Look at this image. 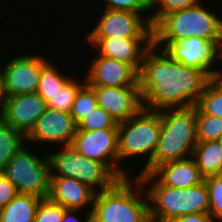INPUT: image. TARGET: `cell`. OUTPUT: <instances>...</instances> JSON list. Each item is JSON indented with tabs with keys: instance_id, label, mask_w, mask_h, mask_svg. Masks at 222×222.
I'll list each match as a JSON object with an SVG mask.
<instances>
[{
	"instance_id": "cell-12",
	"label": "cell",
	"mask_w": 222,
	"mask_h": 222,
	"mask_svg": "<svg viewBox=\"0 0 222 222\" xmlns=\"http://www.w3.org/2000/svg\"><path fill=\"white\" fill-rule=\"evenodd\" d=\"M96 19L86 37H153V28L140 13L101 9Z\"/></svg>"
},
{
	"instance_id": "cell-8",
	"label": "cell",
	"mask_w": 222,
	"mask_h": 222,
	"mask_svg": "<svg viewBox=\"0 0 222 222\" xmlns=\"http://www.w3.org/2000/svg\"><path fill=\"white\" fill-rule=\"evenodd\" d=\"M153 44L187 67L202 70L211 78L222 76V39H153Z\"/></svg>"
},
{
	"instance_id": "cell-7",
	"label": "cell",
	"mask_w": 222,
	"mask_h": 222,
	"mask_svg": "<svg viewBox=\"0 0 222 222\" xmlns=\"http://www.w3.org/2000/svg\"><path fill=\"white\" fill-rule=\"evenodd\" d=\"M48 153L50 176L74 178L86 184L95 193L112 187L119 178L103 163L84 157L72 146H58Z\"/></svg>"
},
{
	"instance_id": "cell-13",
	"label": "cell",
	"mask_w": 222,
	"mask_h": 222,
	"mask_svg": "<svg viewBox=\"0 0 222 222\" xmlns=\"http://www.w3.org/2000/svg\"><path fill=\"white\" fill-rule=\"evenodd\" d=\"M77 125L70 112L47 107L26 135V142L32 144L70 145L75 136Z\"/></svg>"
},
{
	"instance_id": "cell-27",
	"label": "cell",
	"mask_w": 222,
	"mask_h": 222,
	"mask_svg": "<svg viewBox=\"0 0 222 222\" xmlns=\"http://www.w3.org/2000/svg\"><path fill=\"white\" fill-rule=\"evenodd\" d=\"M197 142L217 141L222 135V118L203 114L196 107Z\"/></svg>"
},
{
	"instance_id": "cell-22",
	"label": "cell",
	"mask_w": 222,
	"mask_h": 222,
	"mask_svg": "<svg viewBox=\"0 0 222 222\" xmlns=\"http://www.w3.org/2000/svg\"><path fill=\"white\" fill-rule=\"evenodd\" d=\"M61 72V73H60ZM72 75L62 74L51 59L42 66L39 76L37 93L47 102L56 95L62 87L72 78Z\"/></svg>"
},
{
	"instance_id": "cell-19",
	"label": "cell",
	"mask_w": 222,
	"mask_h": 222,
	"mask_svg": "<svg viewBox=\"0 0 222 222\" xmlns=\"http://www.w3.org/2000/svg\"><path fill=\"white\" fill-rule=\"evenodd\" d=\"M151 174L162 185L172 188H187L204 182V177L191 157L158 165Z\"/></svg>"
},
{
	"instance_id": "cell-18",
	"label": "cell",
	"mask_w": 222,
	"mask_h": 222,
	"mask_svg": "<svg viewBox=\"0 0 222 222\" xmlns=\"http://www.w3.org/2000/svg\"><path fill=\"white\" fill-rule=\"evenodd\" d=\"M95 194L92 189L77 179L50 176L47 198L66 209L92 211Z\"/></svg>"
},
{
	"instance_id": "cell-5",
	"label": "cell",
	"mask_w": 222,
	"mask_h": 222,
	"mask_svg": "<svg viewBox=\"0 0 222 222\" xmlns=\"http://www.w3.org/2000/svg\"><path fill=\"white\" fill-rule=\"evenodd\" d=\"M160 131V112L150 111L144 108L135 116L118 123L120 168L126 170L122 163L125 159L128 161V159L136 160L137 156L140 158L143 157L145 160L143 161V167H141L143 169L139 170L140 172L134 176L141 174L153 161L154 153L159 142Z\"/></svg>"
},
{
	"instance_id": "cell-28",
	"label": "cell",
	"mask_w": 222,
	"mask_h": 222,
	"mask_svg": "<svg viewBox=\"0 0 222 222\" xmlns=\"http://www.w3.org/2000/svg\"><path fill=\"white\" fill-rule=\"evenodd\" d=\"M76 79V80H75ZM74 78V76L62 87V89L47 102V107L60 111L70 112L76 93L86 82V79Z\"/></svg>"
},
{
	"instance_id": "cell-11",
	"label": "cell",
	"mask_w": 222,
	"mask_h": 222,
	"mask_svg": "<svg viewBox=\"0 0 222 222\" xmlns=\"http://www.w3.org/2000/svg\"><path fill=\"white\" fill-rule=\"evenodd\" d=\"M70 146L84 157L106 165L119 179L131 176L119 165L118 128L76 131Z\"/></svg>"
},
{
	"instance_id": "cell-29",
	"label": "cell",
	"mask_w": 222,
	"mask_h": 222,
	"mask_svg": "<svg viewBox=\"0 0 222 222\" xmlns=\"http://www.w3.org/2000/svg\"><path fill=\"white\" fill-rule=\"evenodd\" d=\"M118 128V123L102 107L97 106L77 124L76 131Z\"/></svg>"
},
{
	"instance_id": "cell-20",
	"label": "cell",
	"mask_w": 222,
	"mask_h": 222,
	"mask_svg": "<svg viewBox=\"0 0 222 222\" xmlns=\"http://www.w3.org/2000/svg\"><path fill=\"white\" fill-rule=\"evenodd\" d=\"M191 158L204 178L222 174V150L217 141L197 142Z\"/></svg>"
},
{
	"instance_id": "cell-17",
	"label": "cell",
	"mask_w": 222,
	"mask_h": 222,
	"mask_svg": "<svg viewBox=\"0 0 222 222\" xmlns=\"http://www.w3.org/2000/svg\"><path fill=\"white\" fill-rule=\"evenodd\" d=\"M99 107L110 114L117 123L135 116L142 108L143 101L139 86H92Z\"/></svg>"
},
{
	"instance_id": "cell-3",
	"label": "cell",
	"mask_w": 222,
	"mask_h": 222,
	"mask_svg": "<svg viewBox=\"0 0 222 222\" xmlns=\"http://www.w3.org/2000/svg\"><path fill=\"white\" fill-rule=\"evenodd\" d=\"M137 177L147 192L150 222L193 213H209L205 181L192 187L172 188L162 185L151 173H141Z\"/></svg>"
},
{
	"instance_id": "cell-37",
	"label": "cell",
	"mask_w": 222,
	"mask_h": 222,
	"mask_svg": "<svg viewBox=\"0 0 222 222\" xmlns=\"http://www.w3.org/2000/svg\"><path fill=\"white\" fill-rule=\"evenodd\" d=\"M1 102H2V95H1V82H0V105H1Z\"/></svg>"
},
{
	"instance_id": "cell-16",
	"label": "cell",
	"mask_w": 222,
	"mask_h": 222,
	"mask_svg": "<svg viewBox=\"0 0 222 222\" xmlns=\"http://www.w3.org/2000/svg\"><path fill=\"white\" fill-rule=\"evenodd\" d=\"M96 55L84 76L90 86H139V71L131 64Z\"/></svg>"
},
{
	"instance_id": "cell-21",
	"label": "cell",
	"mask_w": 222,
	"mask_h": 222,
	"mask_svg": "<svg viewBox=\"0 0 222 222\" xmlns=\"http://www.w3.org/2000/svg\"><path fill=\"white\" fill-rule=\"evenodd\" d=\"M41 200L32 195L18 194L0 210V222H34Z\"/></svg>"
},
{
	"instance_id": "cell-14",
	"label": "cell",
	"mask_w": 222,
	"mask_h": 222,
	"mask_svg": "<svg viewBox=\"0 0 222 222\" xmlns=\"http://www.w3.org/2000/svg\"><path fill=\"white\" fill-rule=\"evenodd\" d=\"M46 108V101L37 92L2 96L0 118L26 136Z\"/></svg>"
},
{
	"instance_id": "cell-26",
	"label": "cell",
	"mask_w": 222,
	"mask_h": 222,
	"mask_svg": "<svg viewBox=\"0 0 222 222\" xmlns=\"http://www.w3.org/2000/svg\"><path fill=\"white\" fill-rule=\"evenodd\" d=\"M98 106L94 88L85 82L76 93L70 114L77 125Z\"/></svg>"
},
{
	"instance_id": "cell-33",
	"label": "cell",
	"mask_w": 222,
	"mask_h": 222,
	"mask_svg": "<svg viewBox=\"0 0 222 222\" xmlns=\"http://www.w3.org/2000/svg\"><path fill=\"white\" fill-rule=\"evenodd\" d=\"M18 191L10 180L0 172V210L7 206L17 195Z\"/></svg>"
},
{
	"instance_id": "cell-10",
	"label": "cell",
	"mask_w": 222,
	"mask_h": 222,
	"mask_svg": "<svg viewBox=\"0 0 222 222\" xmlns=\"http://www.w3.org/2000/svg\"><path fill=\"white\" fill-rule=\"evenodd\" d=\"M34 54V55H32ZM44 55L19 53L0 68L1 95L14 96L36 93L42 66L48 61ZM3 68V69H2Z\"/></svg>"
},
{
	"instance_id": "cell-9",
	"label": "cell",
	"mask_w": 222,
	"mask_h": 222,
	"mask_svg": "<svg viewBox=\"0 0 222 222\" xmlns=\"http://www.w3.org/2000/svg\"><path fill=\"white\" fill-rule=\"evenodd\" d=\"M28 145V146H27ZM25 143L6 165L3 174L16 187L19 194L45 199L49 195L50 160L48 154L41 157L29 150Z\"/></svg>"
},
{
	"instance_id": "cell-25",
	"label": "cell",
	"mask_w": 222,
	"mask_h": 222,
	"mask_svg": "<svg viewBox=\"0 0 222 222\" xmlns=\"http://www.w3.org/2000/svg\"><path fill=\"white\" fill-rule=\"evenodd\" d=\"M202 1L207 2L206 0H150L149 24L154 28L168 14L195 6Z\"/></svg>"
},
{
	"instance_id": "cell-6",
	"label": "cell",
	"mask_w": 222,
	"mask_h": 222,
	"mask_svg": "<svg viewBox=\"0 0 222 222\" xmlns=\"http://www.w3.org/2000/svg\"><path fill=\"white\" fill-rule=\"evenodd\" d=\"M206 3L175 11L165 16L154 28L153 39L204 38L222 39V15ZM210 9V10H209ZM219 14V15H218Z\"/></svg>"
},
{
	"instance_id": "cell-36",
	"label": "cell",
	"mask_w": 222,
	"mask_h": 222,
	"mask_svg": "<svg viewBox=\"0 0 222 222\" xmlns=\"http://www.w3.org/2000/svg\"><path fill=\"white\" fill-rule=\"evenodd\" d=\"M217 142L219 143V146L222 150V135L217 139Z\"/></svg>"
},
{
	"instance_id": "cell-31",
	"label": "cell",
	"mask_w": 222,
	"mask_h": 222,
	"mask_svg": "<svg viewBox=\"0 0 222 222\" xmlns=\"http://www.w3.org/2000/svg\"><path fill=\"white\" fill-rule=\"evenodd\" d=\"M99 2L104 3L102 9L140 13L149 22L150 0H99Z\"/></svg>"
},
{
	"instance_id": "cell-4",
	"label": "cell",
	"mask_w": 222,
	"mask_h": 222,
	"mask_svg": "<svg viewBox=\"0 0 222 222\" xmlns=\"http://www.w3.org/2000/svg\"><path fill=\"white\" fill-rule=\"evenodd\" d=\"M159 112V142L152 163L142 173H151L158 165L166 162L190 158L197 144L196 106Z\"/></svg>"
},
{
	"instance_id": "cell-30",
	"label": "cell",
	"mask_w": 222,
	"mask_h": 222,
	"mask_svg": "<svg viewBox=\"0 0 222 222\" xmlns=\"http://www.w3.org/2000/svg\"><path fill=\"white\" fill-rule=\"evenodd\" d=\"M204 181L208 189L209 214L214 222H222V176L206 177Z\"/></svg>"
},
{
	"instance_id": "cell-15",
	"label": "cell",
	"mask_w": 222,
	"mask_h": 222,
	"mask_svg": "<svg viewBox=\"0 0 222 222\" xmlns=\"http://www.w3.org/2000/svg\"><path fill=\"white\" fill-rule=\"evenodd\" d=\"M98 55L116 59L140 71L145 52L153 45V37H85Z\"/></svg>"
},
{
	"instance_id": "cell-35",
	"label": "cell",
	"mask_w": 222,
	"mask_h": 222,
	"mask_svg": "<svg viewBox=\"0 0 222 222\" xmlns=\"http://www.w3.org/2000/svg\"><path fill=\"white\" fill-rule=\"evenodd\" d=\"M79 211L81 212L82 210H79V209H65L61 222H91V212L92 211H86L85 210V212H84V210H83V212H81V213H79ZM83 213H86V215L83 214ZM78 214L80 215L79 217L77 216ZM81 214H82V216L84 215L83 217L85 219L82 218Z\"/></svg>"
},
{
	"instance_id": "cell-1",
	"label": "cell",
	"mask_w": 222,
	"mask_h": 222,
	"mask_svg": "<svg viewBox=\"0 0 222 222\" xmlns=\"http://www.w3.org/2000/svg\"><path fill=\"white\" fill-rule=\"evenodd\" d=\"M211 79L206 72L173 60L153 44L145 52L139 71L143 108L159 112L195 106Z\"/></svg>"
},
{
	"instance_id": "cell-2",
	"label": "cell",
	"mask_w": 222,
	"mask_h": 222,
	"mask_svg": "<svg viewBox=\"0 0 222 222\" xmlns=\"http://www.w3.org/2000/svg\"><path fill=\"white\" fill-rule=\"evenodd\" d=\"M91 222H150L149 200L140 179L132 174L96 193Z\"/></svg>"
},
{
	"instance_id": "cell-34",
	"label": "cell",
	"mask_w": 222,
	"mask_h": 222,
	"mask_svg": "<svg viewBox=\"0 0 222 222\" xmlns=\"http://www.w3.org/2000/svg\"><path fill=\"white\" fill-rule=\"evenodd\" d=\"M159 222H214L209 213H193Z\"/></svg>"
},
{
	"instance_id": "cell-24",
	"label": "cell",
	"mask_w": 222,
	"mask_h": 222,
	"mask_svg": "<svg viewBox=\"0 0 222 222\" xmlns=\"http://www.w3.org/2000/svg\"><path fill=\"white\" fill-rule=\"evenodd\" d=\"M195 106L205 115L222 118V76L208 82Z\"/></svg>"
},
{
	"instance_id": "cell-23",
	"label": "cell",
	"mask_w": 222,
	"mask_h": 222,
	"mask_svg": "<svg viewBox=\"0 0 222 222\" xmlns=\"http://www.w3.org/2000/svg\"><path fill=\"white\" fill-rule=\"evenodd\" d=\"M25 143L26 136L0 118V172Z\"/></svg>"
},
{
	"instance_id": "cell-32",
	"label": "cell",
	"mask_w": 222,
	"mask_h": 222,
	"mask_svg": "<svg viewBox=\"0 0 222 222\" xmlns=\"http://www.w3.org/2000/svg\"><path fill=\"white\" fill-rule=\"evenodd\" d=\"M65 209L48 198L42 199L38 205L34 222H61Z\"/></svg>"
}]
</instances>
